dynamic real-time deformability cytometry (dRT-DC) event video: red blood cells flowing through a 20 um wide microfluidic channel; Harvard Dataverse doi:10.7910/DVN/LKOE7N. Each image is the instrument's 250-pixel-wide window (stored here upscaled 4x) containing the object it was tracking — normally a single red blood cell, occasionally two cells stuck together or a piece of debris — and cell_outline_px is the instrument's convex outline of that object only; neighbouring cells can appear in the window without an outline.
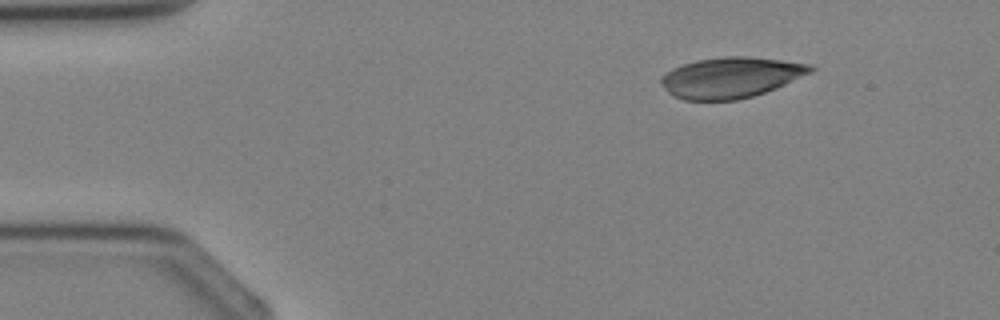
{"species": "Egyptian fruit bat (a non-hibernating species)", "species_latin": "Rousettus aegyptiacus", "temperature_condition": "cold", "stored_images_in_passage": 3, "camera_frame_rate_fps": 3000, "um_per_image_px": 0.085, "animal": {"sex": "female"}, "frame": {"image": 1, "passage_image": 1, "time_ms": 0.0, "image_size_px": [1000, 320], "cell_outline_px": [[816, 68], [812, 72], [776, 88], [752, 96], [736, 100], [684, 100], [672, 96], [660, 84], [660, 76], [672, 68], [696, 60], [724, 56], [748, 56], [812, 64]], "centroid_in_image_um": [62.1, 6.58], "position_along_channel_um": 22.9, "area_um2": 35.55}}
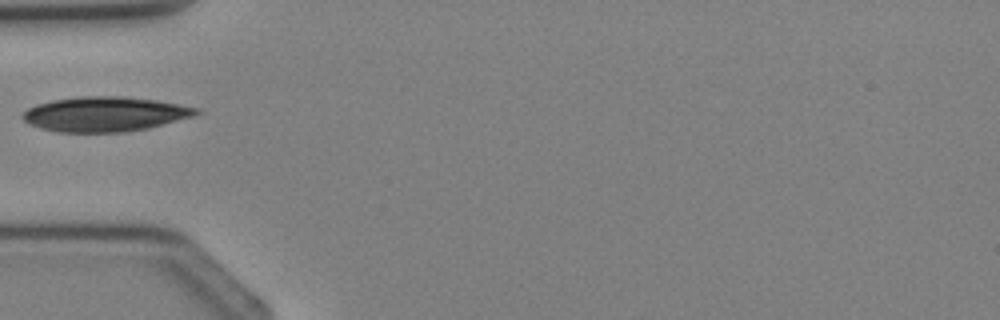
{"frame": {"image": 2, "passage_image": 3, "time_ms": 2.333, "image_size_px": [1000, 320], "cell_outline_px": [[204, 112], [192, 116], [148, 128], [124, 132], [56, 132], [40, 128], [28, 124], [20, 116], [28, 108], [36, 104], [52, 100], [80, 96], [124, 96], [156, 100], [200, 108]], "centroid_in_image_um": [8.9, 9.69], "position_along_channel_um": 76.1, "area_um2": 35.32}}